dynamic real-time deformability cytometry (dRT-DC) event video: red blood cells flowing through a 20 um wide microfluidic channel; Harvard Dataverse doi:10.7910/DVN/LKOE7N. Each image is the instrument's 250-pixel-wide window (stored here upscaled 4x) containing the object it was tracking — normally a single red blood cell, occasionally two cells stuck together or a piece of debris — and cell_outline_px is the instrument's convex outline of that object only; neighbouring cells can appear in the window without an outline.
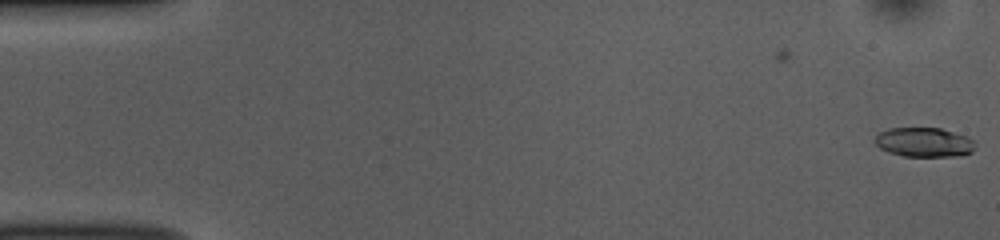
{"species": "common noctule bat (a hibernating species)", "species_latin": "Nyctalus noctula", "temperature_condition": "room temperature", "stored_images_in_passage": 52, "camera_frame_rate_fps": 3000, "um_per_image_px": 0.085, "animal": {"sex": "female", "body_mass_g": 10.0, "forearm_length_mm": 53.1}, "frame": {"image": 1, "passage_image": 1, "time_ms": 0.0, "image_size_px": [1000, 240], "cell_outline_px": [[976, 144], [972, 152], [960, 156], [904, 156], [888, 152], [880, 148], [872, 140], [880, 132], [888, 128], [940, 128], [968, 136]], "centroid_in_image_um": [78.55, 12.09], "position_along_channel_um": 6.5, "area_um2": 17.28}}
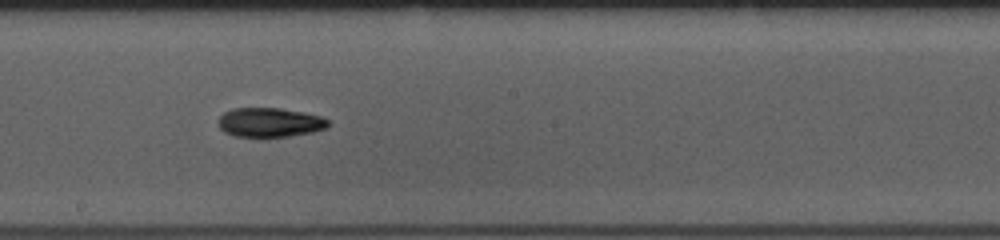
{"frame": {"image": 2, "passage_image": 29, "time_ms": 9.333, "image_size_px": [1000, 240], "cell_outline_px": [[328, 128], [312, 132], [264, 140], [236, 136], [224, 132], [220, 128], [220, 116], [224, 112], [232, 108], [280, 108], [304, 112], [320, 116], [328, 120]], "centroid_in_image_um": [22.92, 10.44], "position_along_channel_um": 225.3, "area_um2": 19.31}}
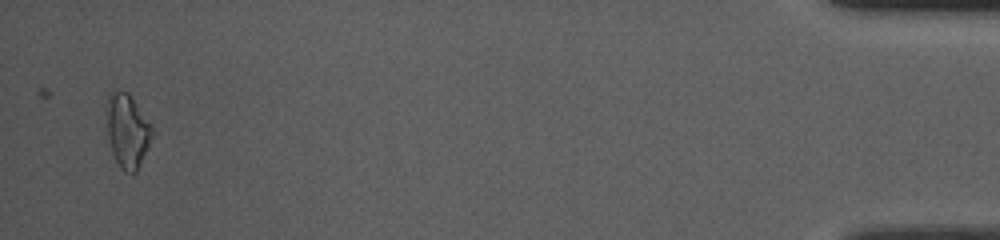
{"frame": {"image": 3, "passage_image": 51, "time_ms": 16.667, "image_size_px": [1000, 240], "cell_outline_px": [[152, 136], [140, 164], [136, 172], [132, 176], [124, 172], [120, 168], [112, 152], [108, 140], [104, 104], [112, 88], [128, 92], [152, 124]], "centroid_in_image_um": [10.78, 11.07], "position_along_channel_um": 424.4, "area_um2": 20.17}, "authors_computed_cell_mechanics": {"area_um2": 18.3226, "velocity_mm_per_s": 3.8454, "shape_relaxation_time_tau1_ms": 6.0368, "shape_relaxation_time_tau2_ms": 10.2306, "deformation_change_tau1": 0.1641, "deformation_change_tau2": 0.1991}}